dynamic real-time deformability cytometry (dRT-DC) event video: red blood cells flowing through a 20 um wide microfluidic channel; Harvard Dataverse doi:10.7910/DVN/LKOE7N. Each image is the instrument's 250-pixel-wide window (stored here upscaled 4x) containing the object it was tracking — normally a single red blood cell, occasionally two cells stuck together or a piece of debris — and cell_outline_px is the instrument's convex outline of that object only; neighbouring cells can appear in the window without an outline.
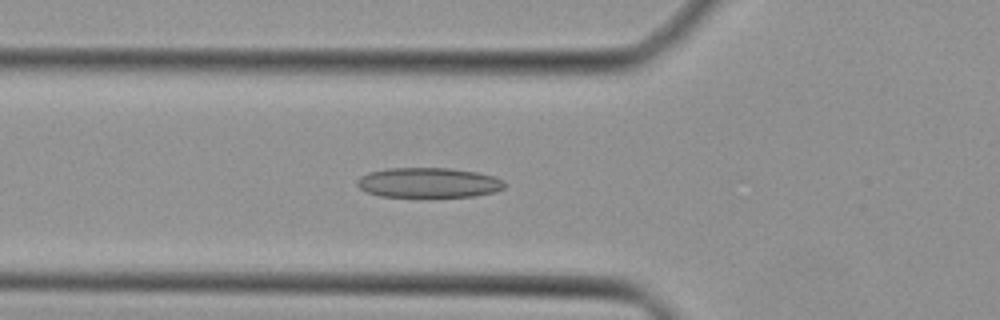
{"species": "Egyptian fruit bat (a non-hibernating species)", "species_latin": "Rousettus aegyptiacus", "temperature_condition": "cold", "stored_images_in_passage": 44, "camera_frame_rate_fps": 3000, "um_per_image_px": 0.085, "animal": {"sex": "female"}, "frame": {"image": 1, "passage_image": 15, "time_ms": 4.667, "image_size_px": [1000, 320], "cell_outline_px": [[504, 188], [496, 192], [472, 196], [380, 196], [368, 192], [360, 188], [356, 184], [356, 180], [360, 176], [368, 172], [384, 168], [448, 168], [476, 172], [492, 176], [504, 180]], "centroid_in_image_um": [36.4, 15.51], "position_along_channel_um": 89.4, "area_um2": 25.61}}
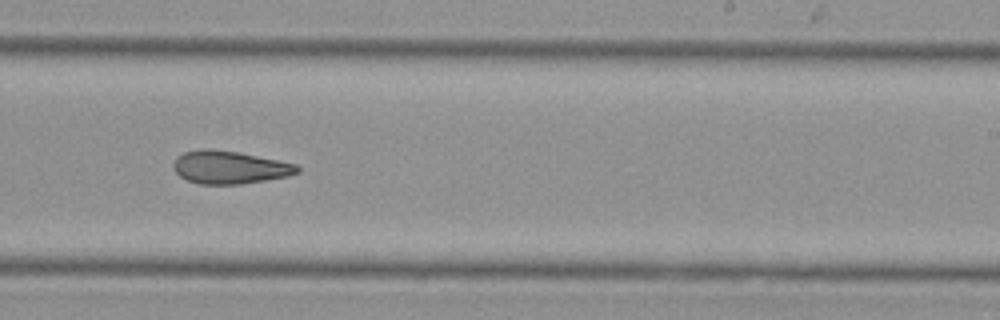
{"frame": {"image": 2, "passage_image": 27, "time_ms": 8.667, "image_size_px": [1000, 320], "cell_outline_px": [[300, 172], [288, 176], [240, 184], [200, 184], [188, 180], [180, 176], [172, 168], [172, 164], [176, 156], [184, 152], [200, 148], [208, 148], [236, 152], [296, 164], [300, 168]], "centroid_in_image_um": [19.47, 14.22], "position_along_channel_um": 269.5, "area_um2": 23.64}}
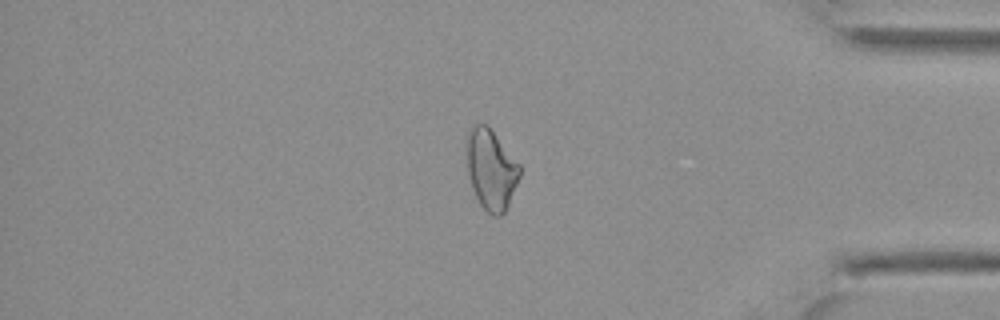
{"frame": {"image": 3, "passage_image": 37, "time_ms": 12.0, "image_size_px": [1000, 320], "cell_outline_px": [[520, 176], [508, 204], [504, 212], [500, 216], [492, 216], [480, 204], [472, 188], [468, 176], [468, 128], [472, 124], [488, 124], [520, 164]], "centroid_in_image_um": [41.75, 14.38], "position_along_channel_um": 393.5, "area_um2": 24.68}}